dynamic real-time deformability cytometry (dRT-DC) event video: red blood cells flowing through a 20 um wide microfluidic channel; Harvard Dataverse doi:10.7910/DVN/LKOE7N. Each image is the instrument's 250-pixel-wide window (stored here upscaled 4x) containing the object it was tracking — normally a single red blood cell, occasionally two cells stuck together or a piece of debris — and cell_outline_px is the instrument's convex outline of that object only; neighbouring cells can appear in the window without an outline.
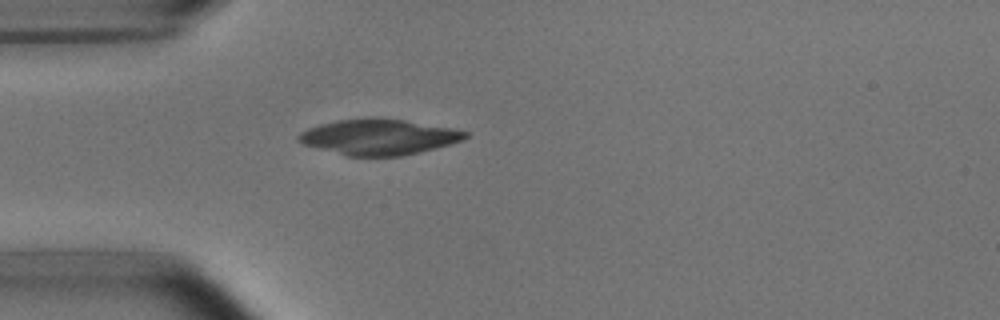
{"species": "common noctule bat (a hibernating species)", "species_latin": "Nyctalus noctula", "temperature_condition": "room temperature", "stored_images_in_passage": 1, "camera_frame_rate_fps": 3000, "um_per_image_px": 0.085, "animal": {"sex": "male", "body_mass_g": 15.6}, "frame": {"image": 1, "passage_image": 1, "time_ms": 0.0, "image_size_px": [1000, 320], "cell_outline_px": [[468, 136], [464, 140], [452, 144], [400, 156], [348, 156], [304, 144], [296, 140], [296, 136], [300, 132], [308, 128], [320, 124], [340, 120], [404, 120], [456, 128], [468, 132]], "centroid_in_image_um": [32.24, 11.66], "position_along_channel_um": 52.8, "area_um2": 33.87}}